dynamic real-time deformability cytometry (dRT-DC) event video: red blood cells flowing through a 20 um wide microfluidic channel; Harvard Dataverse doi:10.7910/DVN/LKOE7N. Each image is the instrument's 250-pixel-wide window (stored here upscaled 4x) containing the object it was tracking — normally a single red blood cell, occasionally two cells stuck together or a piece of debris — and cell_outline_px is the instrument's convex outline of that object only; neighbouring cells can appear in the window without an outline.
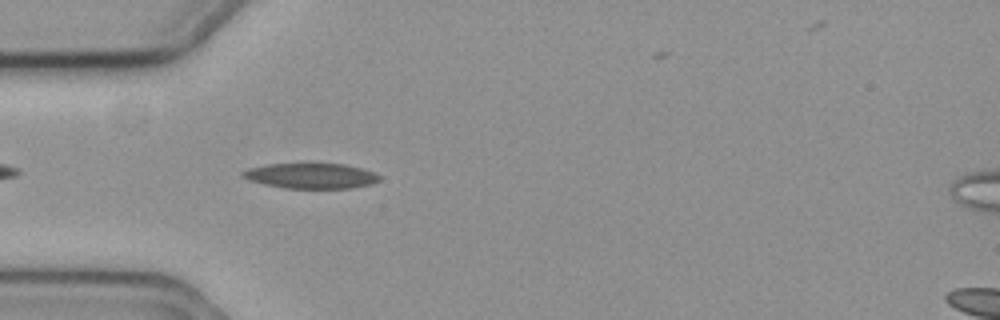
{"species": "common noctule bat (a hibernating species)", "species_latin": "Nyctalus noctula", "temperature_condition": "cold", "stored_images_in_passage": 37, "camera_frame_rate_fps": 3000, "um_per_image_px": 0.085, "animal": {"sex": "female", "body_mass_g": 19.3, "forearm_length_mm": 54.1}, "frame": {"image": 1, "passage_image": 5, "time_ms": 1.333, "image_size_px": [1000, 320], "cell_outline_px": [[380, 180], [372, 184], [352, 188], [284, 188], [264, 184], [248, 180], [240, 176], [240, 172], [248, 168], [268, 164], [304, 160], [344, 164], [376, 172], [380, 176]], "centroid_in_image_um": [26.4, 14.89], "position_along_channel_um": 58.6, "area_um2": 21.33}}
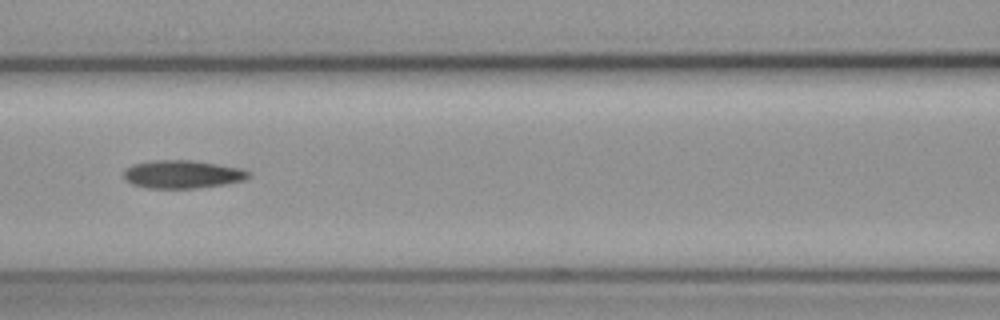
{"frame": {"image": 2, "passage_image": 13, "time_ms": 4.0, "image_size_px": [1000, 320], "cell_outline_px": [[252, 176], [244, 180], [224, 184], [192, 188], [148, 188], [132, 184], [124, 180], [124, 168], [132, 164], [156, 160], [192, 160], [244, 168], [252, 172]], "centroid_in_image_um": [15.53, 14.8], "position_along_channel_um": 151.1, "area_um2": 20.63}}
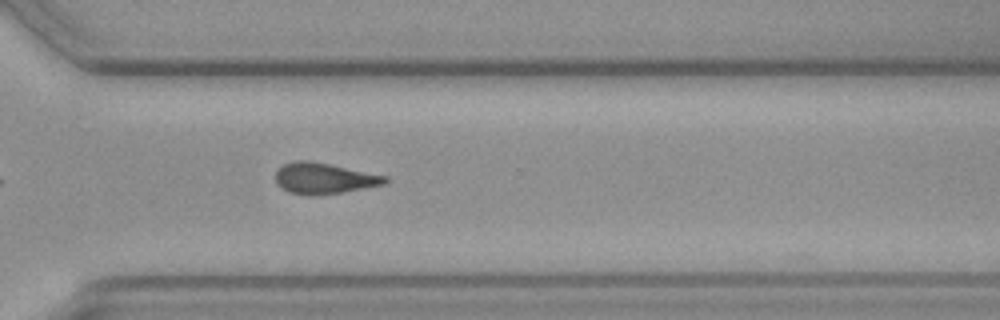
{"frame": {"image": 3, "passage_image": 29, "time_ms": 9.333, "image_size_px": [1000, 320], "cell_outline_px": [[388, 180], [384, 184], [340, 192], [312, 196], [288, 192], [280, 188], [276, 184], [276, 168], [292, 160], [308, 160], [388, 176]], "centroid_in_image_um": [27.47, 15.15], "position_along_channel_um": 343.1, "area_um2": 19.71}, "authors_computed_cell_mechanics": {"area_um2": 20.23, "velocity_mm_per_s": 3.6121, "shape_relaxation_time_tau1_ms": 10.8751, "shape_relaxation_time_tau2_ms": null, "deformation_change_tau1": 0.1984, "deformation_change_tau2": null}}